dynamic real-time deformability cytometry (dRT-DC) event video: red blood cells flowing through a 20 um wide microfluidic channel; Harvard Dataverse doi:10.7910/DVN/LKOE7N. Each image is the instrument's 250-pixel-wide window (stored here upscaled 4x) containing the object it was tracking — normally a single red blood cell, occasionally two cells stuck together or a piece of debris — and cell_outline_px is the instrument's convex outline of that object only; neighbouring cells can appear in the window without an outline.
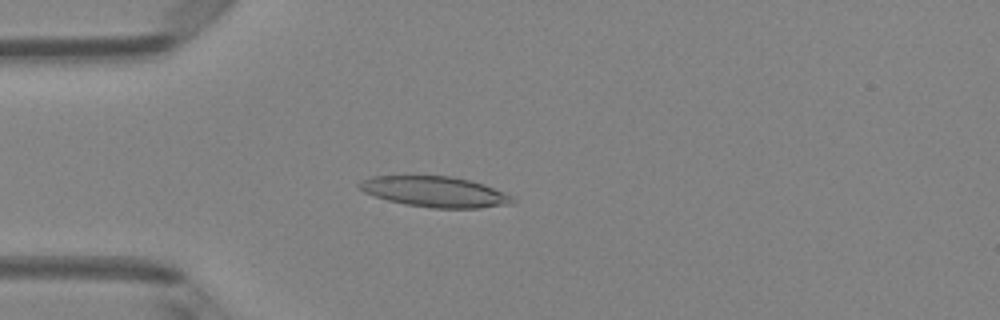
{"species": "Egyptian fruit bat (a non-hibernating species)", "species_latin": "Rousettus aegyptiacus", "temperature_condition": "room temperature", "stored_images_in_passage": 5, "camera_frame_rate_fps": 3000, "um_per_image_px": 0.085, "animal": {"sex": "female"}, "frame": {"image": 1, "passage_image": 4, "time_ms": 1.0, "image_size_px": [1000, 320], "cell_outline_px": [[516, 204], [480, 208], [432, 208], [404, 204], [388, 200], [364, 192], [356, 184], [372, 176], [452, 176], [484, 184], [504, 192], [512, 196], [516, 200]], "centroid_in_image_um": [37.03, 16.31], "position_along_channel_um": 48.0, "area_um2": 27.34}}